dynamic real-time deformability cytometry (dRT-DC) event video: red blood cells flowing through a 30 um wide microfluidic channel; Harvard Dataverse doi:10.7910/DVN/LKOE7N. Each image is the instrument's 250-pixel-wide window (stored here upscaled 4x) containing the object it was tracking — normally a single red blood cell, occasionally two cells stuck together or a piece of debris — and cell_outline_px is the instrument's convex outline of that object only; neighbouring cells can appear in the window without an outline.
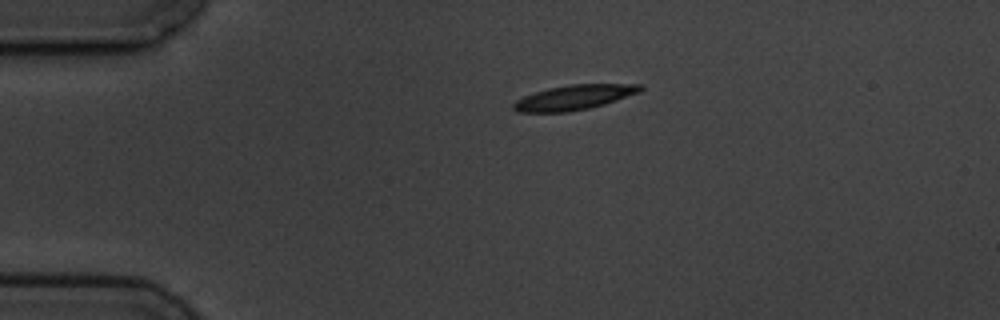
{"species": "common noctule bat (a hibernating species)", "species_latin": "Nyctalus noctula", "temperature_condition": "cold", "stored_images_in_passage": 2, "camera_frame_rate_fps": 3000, "um_per_image_px": 0.085, "animal": {"sex": "male", "body_mass_g": 19.5, "forearm_length_mm": 54.6}, "frame": {"image": 1, "passage_image": 1, "time_ms": 0.0, "image_size_px": [1000, 320], "cell_outline_px": [[644, 88], [640, 92], [604, 104], [588, 108], [568, 112], [520, 112], [512, 108], [512, 104], [516, 100], [524, 96], [548, 88], [568, 84], [644, 84]], "centroid_in_image_um": [48.81, 8.27], "position_along_channel_um": 36.2, "area_um2": 18.32}}